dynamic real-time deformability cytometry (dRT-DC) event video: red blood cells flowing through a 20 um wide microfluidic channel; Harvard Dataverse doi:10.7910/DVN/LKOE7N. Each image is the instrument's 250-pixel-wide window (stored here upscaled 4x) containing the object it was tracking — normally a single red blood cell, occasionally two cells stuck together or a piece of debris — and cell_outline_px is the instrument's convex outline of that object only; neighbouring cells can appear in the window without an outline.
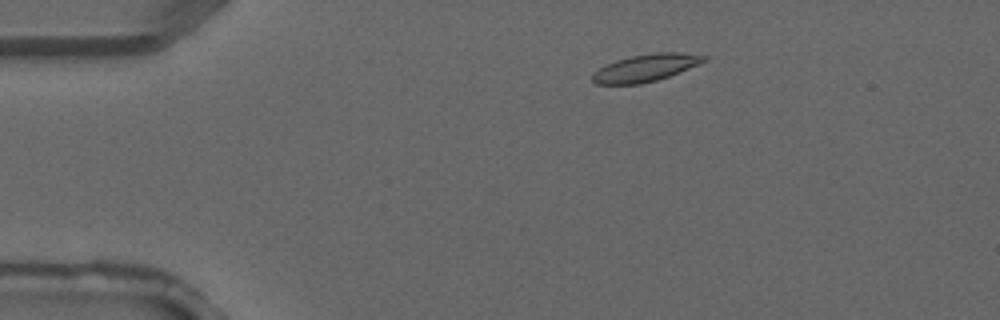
{"species": "common noctule bat (a hibernating species)", "species_latin": "Nyctalus noctula", "temperature_condition": "warm", "stored_images_in_passage": 2, "camera_frame_rate_fps": 3000, "um_per_image_px": 0.085, "animal": {"sex": "male", "forearm_length_mm": 52.5}, "frame": {"image": 1, "passage_image": 1, "time_ms": 0.0, "image_size_px": [1000, 320], "cell_outline_px": [[708, 60], [668, 76], [656, 80], [640, 84], [596, 84], [592, 80], [592, 72], [616, 60], [632, 56], [656, 52], [680, 52], [708, 56]], "centroid_in_image_um": [54.88, 5.76], "position_along_channel_um": 30.1, "area_um2": 17.51}}